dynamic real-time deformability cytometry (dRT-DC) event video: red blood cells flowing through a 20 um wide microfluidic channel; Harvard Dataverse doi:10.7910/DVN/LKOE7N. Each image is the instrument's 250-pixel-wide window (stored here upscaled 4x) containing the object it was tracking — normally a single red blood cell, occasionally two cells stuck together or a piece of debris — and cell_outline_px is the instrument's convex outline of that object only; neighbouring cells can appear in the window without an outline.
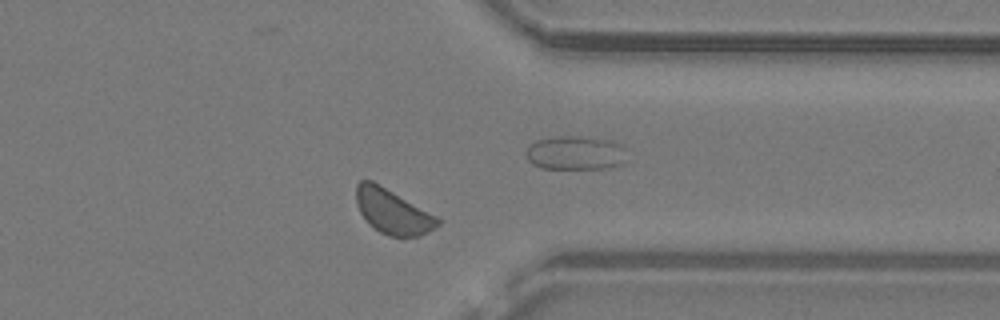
{"species": "common noctule bat (a hibernating species)", "species_latin": "Nyctalus noctula", "temperature_condition": "warm", "stored_images_in_passage": 23, "camera_frame_rate_fps": 3000, "um_per_image_px": 0.085, "animal": {"sex": "male", "body_mass_g": 19.2, "forearm_length_mm": 51.8}, "frame": {"image": 1, "passage_image": 17, "time_ms": 5.333, "image_size_px": [1000, 320], "cell_outline_px": [[440, 224], [428, 232], [420, 236], [388, 236], [372, 228], [368, 224], [360, 212], [356, 204], [356, 184], [360, 180], [372, 180], [436, 216], [440, 220]], "centroid_in_image_um": [33.33, 17.99], "position_along_channel_um": 378.1, "area_um2": 21.1}}
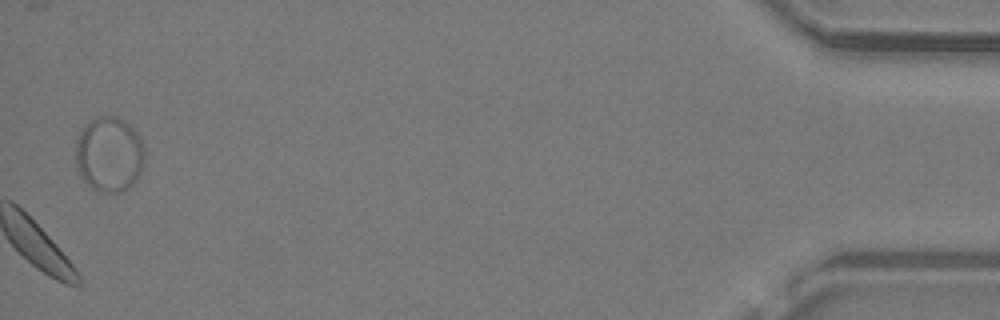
{"frame": {"image": 2, "passage_image": 23, "time_ms": 7.333, "image_size_px": [1000, 320], "cell_outline_px": [[144, 164], [140, 176], [128, 188], [120, 192], [100, 192], [92, 188], [84, 180], [76, 164], [76, 144], [80, 132], [92, 120], [100, 116], [120, 116], [140, 136], [144, 148]], "centroid_in_image_um": [9.32, 13.12], "position_along_channel_um": 425.9, "area_um2": 30.17}}